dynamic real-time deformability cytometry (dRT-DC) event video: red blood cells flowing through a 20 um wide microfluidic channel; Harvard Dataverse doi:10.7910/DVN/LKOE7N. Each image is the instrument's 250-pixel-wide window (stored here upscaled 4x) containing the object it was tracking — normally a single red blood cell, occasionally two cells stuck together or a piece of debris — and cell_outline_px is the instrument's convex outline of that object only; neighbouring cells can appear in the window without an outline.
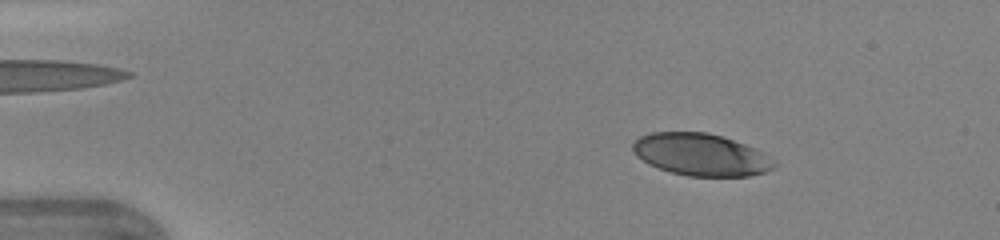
{"species": "human", "species_latin": "Homo sapiens", "temperature_condition": "warm", "stored_images_in_passage": 46, "camera_frame_rate_fps": 3000, "um_per_image_px": 0.085, "donor": {"sex": "female"}, "frame": {"image": 1, "passage_image": 6, "time_ms": 1.667, "image_size_px": [1000, 240], "cell_outline_px": [[780, 164], [776, 168], [764, 172], [748, 176], [688, 176], [672, 172], [648, 164], [636, 156], [632, 148], [632, 144], [640, 136], [652, 132], [708, 132], [744, 144], [772, 156]], "centroid_in_image_um": [59.62, 13.15], "position_along_channel_um": 25.4, "area_um2": 34.85}}
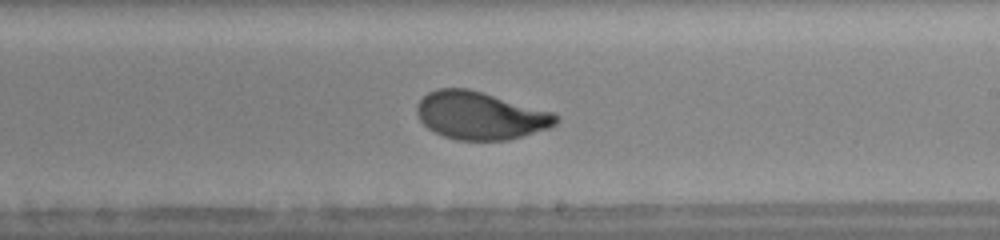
{"frame": {"image": 2, "passage_image": 27, "time_ms": 8.667, "image_size_px": [1000, 240], "cell_outline_px": [[560, 120], [556, 124], [548, 128], [508, 140], [456, 140], [444, 136], [428, 128], [420, 120], [416, 112], [416, 104], [428, 92], [436, 88], [468, 88], [552, 112]], "centroid_in_image_um": [40.79, 9.82], "position_along_channel_um": 248.2, "area_um2": 38.44}}
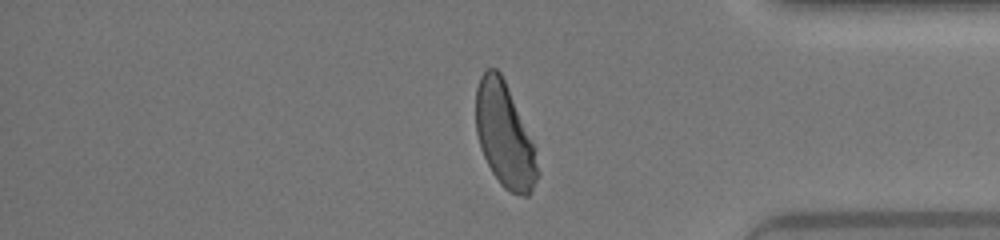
{"frame": {"image": 3, "passage_image": 38, "time_ms": 12.333, "image_size_px": [1000, 240], "cell_outline_px": [[540, 172], [528, 196], [524, 196], [512, 192], [504, 188], [500, 184], [492, 172], [480, 148], [476, 132], [476, 88], [480, 76], [488, 68], [496, 68], [500, 72], [504, 80], [532, 144]], "centroid_in_image_um": [42.85, 11.52], "position_along_channel_um": 392.4, "area_um2": 36.53}}